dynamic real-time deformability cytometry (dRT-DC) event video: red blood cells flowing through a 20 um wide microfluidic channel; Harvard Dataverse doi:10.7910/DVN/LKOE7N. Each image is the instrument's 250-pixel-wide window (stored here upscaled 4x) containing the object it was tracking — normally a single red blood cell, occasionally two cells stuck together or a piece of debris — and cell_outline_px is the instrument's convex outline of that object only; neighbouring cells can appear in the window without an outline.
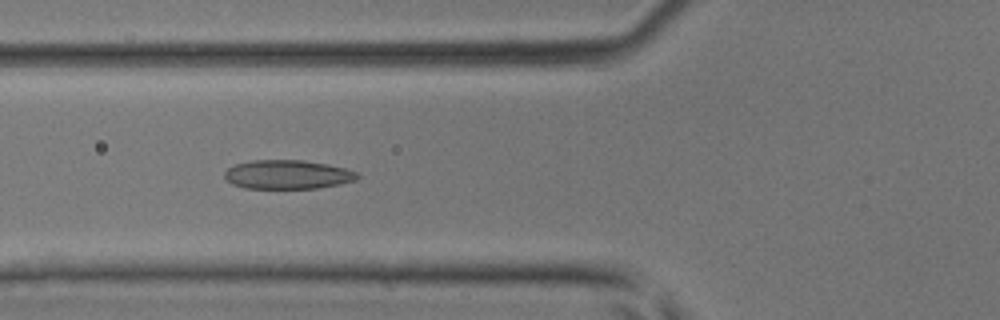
{"species": "common noctule bat (a hibernating species)", "species_latin": "Nyctalus noctula", "temperature_condition": "room temperature", "stored_images_in_passage": 37, "camera_frame_rate_fps": 3000, "um_per_image_px": 0.085, "animal": {"sex": "male", "body_mass_g": 17.9, "forearm_length_mm": 54.2}, "frame": {"image": 1, "passage_image": 16, "time_ms": 5.0, "image_size_px": [1000, 320], "cell_outline_px": [[360, 176], [356, 180], [340, 184], [316, 188], [244, 188], [232, 184], [224, 176], [224, 172], [228, 168], [236, 164], [252, 160], [304, 160], [328, 164], [344, 168], [356, 172]], "centroid_in_image_um": [24.44, 14.83], "position_along_channel_um": 101.4, "area_um2": 22.37}}
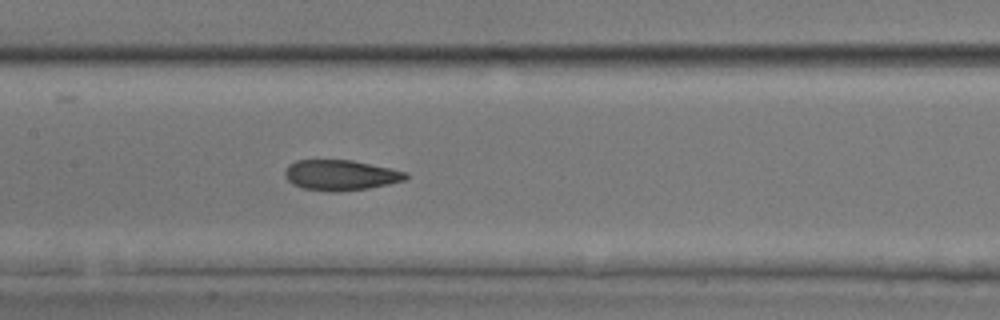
{"frame": {"image": 2, "passage_image": 21, "time_ms": 6.667, "image_size_px": [1000, 320], "cell_outline_px": [[408, 176], [404, 180], [388, 184], [368, 188], [332, 192], [328, 192], [300, 188], [292, 184], [284, 176], [284, 172], [288, 164], [296, 160], [352, 160], [408, 172]], "centroid_in_image_um": [28.9, 14.89], "position_along_channel_um": 178.5, "area_um2": 21.5}}
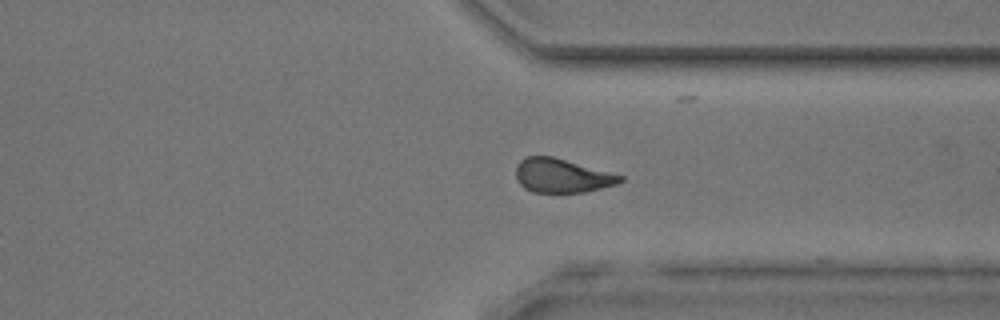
{"frame": {"image": 3, "passage_image": 33, "time_ms": 10.667, "image_size_px": [1000, 320], "cell_outline_px": [[624, 180], [616, 184], [584, 192], [560, 196], [532, 192], [524, 188], [516, 180], [516, 164], [524, 156], [552, 156], [624, 176]], "centroid_in_image_um": [47.71, 14.98], "position_along_channel_um": 363.7, "area_um2": 21.33}}